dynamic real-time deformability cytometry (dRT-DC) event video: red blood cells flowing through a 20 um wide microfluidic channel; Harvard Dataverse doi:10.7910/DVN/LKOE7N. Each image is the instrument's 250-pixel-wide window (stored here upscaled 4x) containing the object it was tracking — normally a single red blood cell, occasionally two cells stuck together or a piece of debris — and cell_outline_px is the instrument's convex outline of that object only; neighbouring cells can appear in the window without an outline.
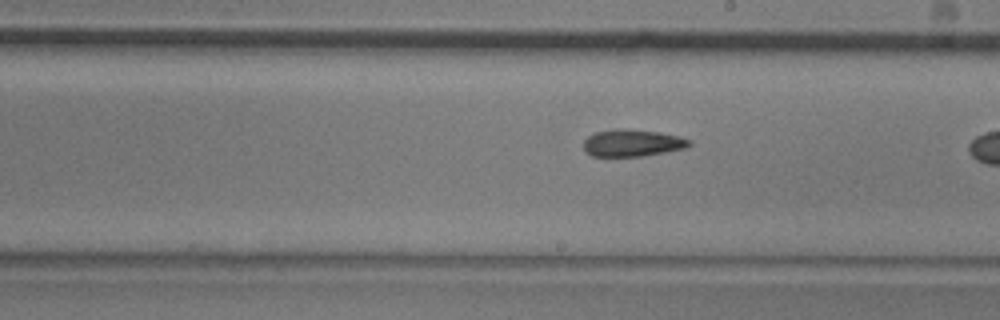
{"species": "common noctule bat (a hibernating species)", "species_latin": "Nyctalus noctula", "temperature_condition": "room temperature", "stored_images_in_passage": 33, "camera_frame_rate_fps": 3000, "um_per_image_px": 0.085, "animal": {"sex": "male", "body_mass_g": 20.5, "forearm_length_mm": 52.5}, "frame": {"image": 1, "passage_image": 28, "time_ms": 9.0, "image_size_px": [1000, 320], "cell_outline_px": [[692, 144], [688, 148], [644, 156], [592, 156], [584, 148], [584, 140], [588, 136], [596, 132], [620, 128], [624, 128], [660, 132], [680, 136], [692, 140]], "centroid_in_image_um": [53.82, 12.15], "position_along_channel_um": 235.2, "area_um2": 16.82}}